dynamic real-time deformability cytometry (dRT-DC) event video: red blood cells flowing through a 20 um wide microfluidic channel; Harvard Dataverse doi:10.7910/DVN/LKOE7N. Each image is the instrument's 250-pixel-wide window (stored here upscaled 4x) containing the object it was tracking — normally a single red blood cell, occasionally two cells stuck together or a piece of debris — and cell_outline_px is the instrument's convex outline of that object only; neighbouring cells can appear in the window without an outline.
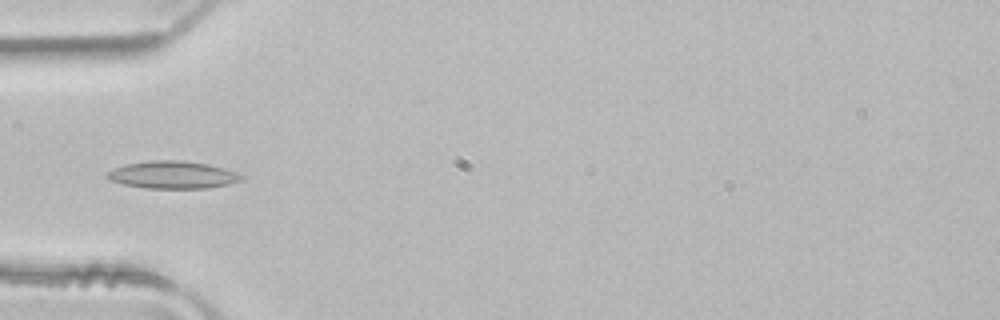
{"species": "common noctule bat (a hibernating species)", "species_latin": "Nyctalus noctula", "temperature_condition": "room temperature", "stored_images_in_passage": 4, "camera_frame_rate_fps": 3000, "um_per_image_px": 0.085, "animal": {"sex": "male", "body_mass_g": 21.5, "forearm_length_mm": 52.0}, "frame": {"image": 1, "passage_image": 4, "time_ms": 1.0, "image_size_px": [1000, 320], "cell_outline_px": [[244, 180], [228, 184], [208, 188], [144, 188], [124, 184], [108, 180], [104, 176], [112, 168], [124, 164], [152, 160], [180, 160], [208, 164], [236, 172], [244, 176]], "centroid_in_image_um": [14.64, 14.86], "position_along_channel_um": 70.4, "area_um2": 21.62}}